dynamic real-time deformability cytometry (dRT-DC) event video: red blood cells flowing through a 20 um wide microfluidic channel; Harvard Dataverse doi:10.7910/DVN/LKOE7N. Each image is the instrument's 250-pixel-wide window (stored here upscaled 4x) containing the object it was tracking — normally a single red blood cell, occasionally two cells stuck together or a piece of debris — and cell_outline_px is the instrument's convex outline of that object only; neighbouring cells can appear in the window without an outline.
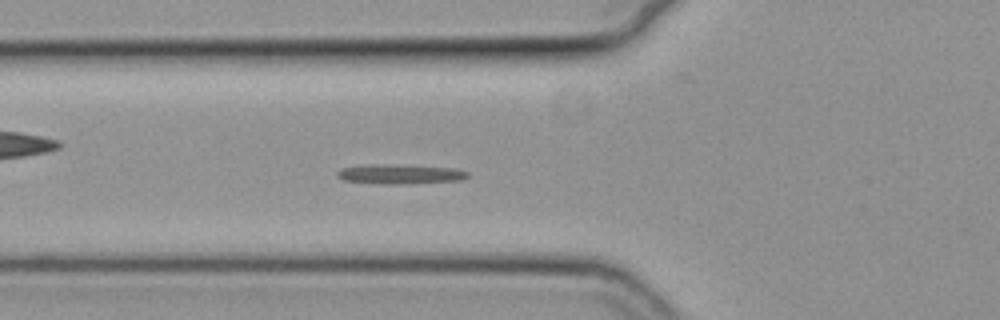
{"species": "common noctule bat (a hibernating species)", "species_latin": "Nyctalus noctula", "temperature_condition": "cold", "stored_images_in_passage": 56, "camera_frame_rate_fps": 3000, "um_per_image_px": 0.085, "animal": {"sex": "female", "body_mass_g": 19.3, "forearm_length_mm": 54.1}, "frame": {"image": 1, "passage_image": 21, "time_ms": 6.667, "image_size_px": [1000, 320], "cell_outline_px": [[468, 176], [460, 180], [396, 184], [380, 184], [344, 180], [336, 176], [336, 172], [340, 168], [364, 164], [388, 164], [456, 168], [468, 172]], "centroid_in_image_um": [33.93, 14.78], "position_along_channel_um": 91.9, "area_um2": 14.91}}
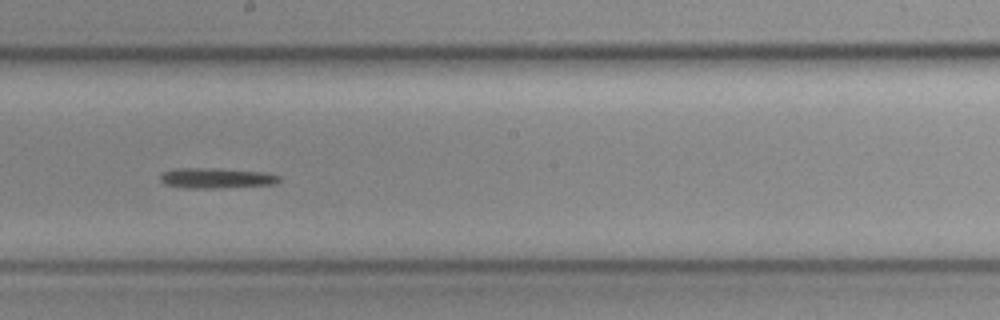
{"frame": {"image": 2, "passage_image": 32, "time_ms": 10.333, "image_size_px": [1000, 320], "cell_outline_px": [[280, 180], [272, 184], [220, 188], [184, 188], [164, 184], [160, 180], [160, 172], [176, 168], [216, 168], [264, 172], [280, 176]], "centroid_in_image_um": [18.31, 15.13], "position_along_channel_um": 229.9, "area_um2": 14.16}}
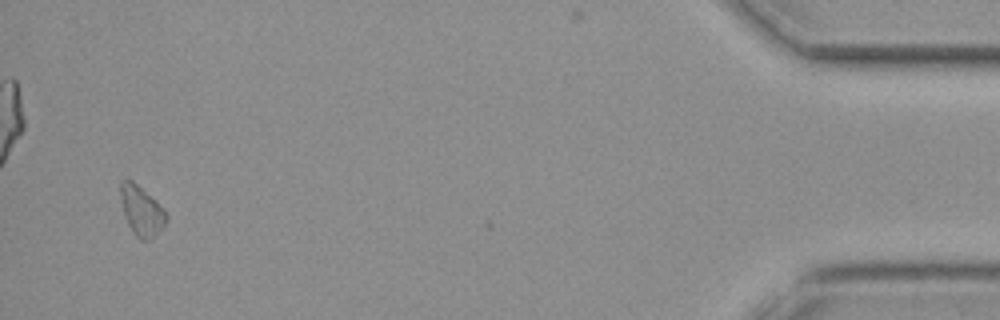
{"frame": {"image": 3, "passage_image": 54, "time_ms": 17.667, "image_size_px": [1000, 320], "cell_outline_px": [[168, 220], [148, 240], [140, 240], [132, 232], [124, 216], [120, 200], [120, 184], [124, 180], [132, 180], [168, 216]], "centroid_in_image_um": [11.96, 17.94], "position_along_channel_um": 423.2, "area_um2": 12.54}}